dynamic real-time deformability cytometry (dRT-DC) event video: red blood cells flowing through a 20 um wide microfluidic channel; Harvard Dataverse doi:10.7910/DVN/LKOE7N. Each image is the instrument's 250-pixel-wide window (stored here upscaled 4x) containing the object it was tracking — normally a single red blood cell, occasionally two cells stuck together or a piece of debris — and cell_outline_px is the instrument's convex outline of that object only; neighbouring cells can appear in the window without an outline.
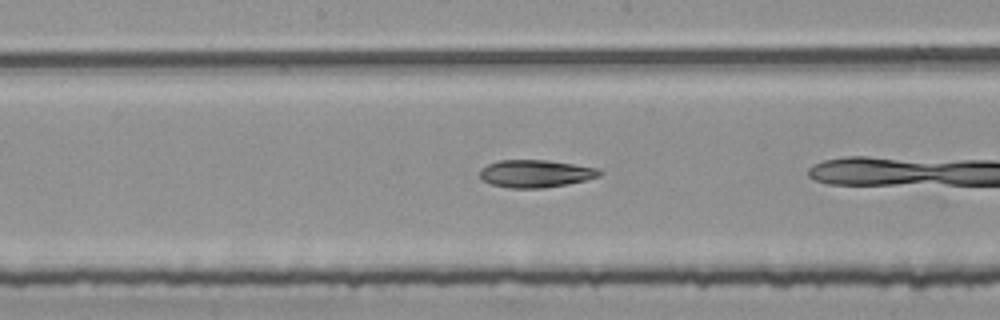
{"species": "common noctule bat (a hibernating species)", "species_latin": "Nyctalus noctula", "temperature_condition": "room temperature", "stored_images_in_passage": 11, "segment_of_instrument_passage": [2, 2], "camera_frame_rate_fps": 3000, "um_per_image_px": 0.085, "animal": {"sex": "female", "body_mass_g": 25.1}, "frame": {"image": 1, "passage_image": 7, "time_ms": 2.0, "image_size_px": [1000, 320], "cell_outline_px": [[604, 172], [600, 176], [568, 184], [544, 188], [512, 188], [492, 184], [484, 180], [480, 176], [480, 172], [488, 164], [500, 160], [548, 160], [596, 168]], "centroid_in_image_um": [45.55, 14.76], "position_along_channel_um": 202.6, "area_um2": 18.96}}
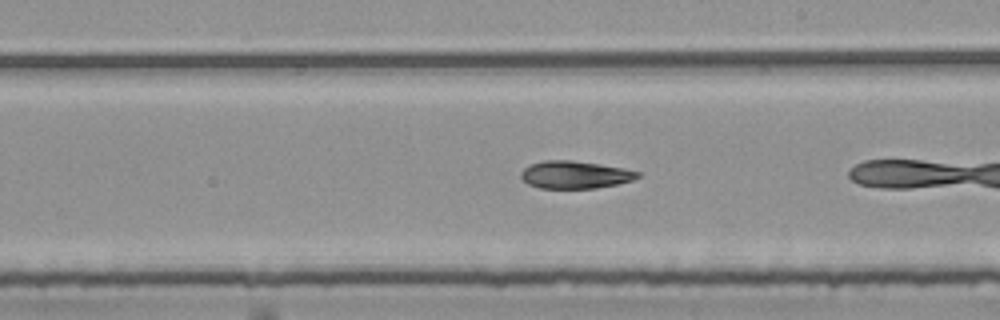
{"frame": {"image": 2, "passage_image": 10, "time_ms": 3.0, "image_size_px": [1000, 320], "cell_outline_px": [[640, 176], [632, 180], [616, 184], [596, 188], [540, 188], [528, 184], [520, 176], [520, 172], [524, 168], [532, 164], [544, 160], [572, 160], [600, 164], [624, 168], [640, 172]], "centroid_in_image_um": [48.87, 14.85], "position_along_channel_um": 240.1, "area_um2": 18.67}}